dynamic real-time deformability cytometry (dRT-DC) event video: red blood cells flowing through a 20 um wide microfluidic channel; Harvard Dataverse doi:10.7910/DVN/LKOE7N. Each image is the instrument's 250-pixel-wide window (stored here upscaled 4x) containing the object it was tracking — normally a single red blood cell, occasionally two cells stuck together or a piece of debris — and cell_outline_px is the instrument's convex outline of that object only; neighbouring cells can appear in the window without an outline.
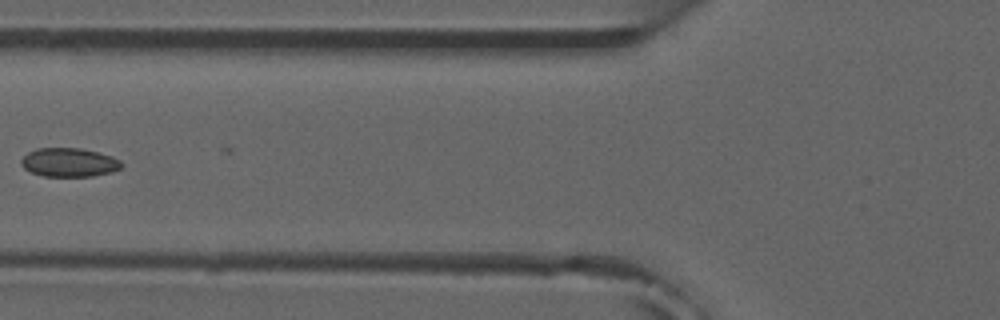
{"species": "common noctule bat (a hibernating species)", "species_latin": "Nyctalus noctula", "temperature_condition": "room temperature", "stored_images_in_passage": 6, "camera_frame_rate_fps": 3000, "um_per_image_px": 0.085, "animal": {"sex": "male", "forearm_length_mm": 52.5}, "frame": {"image": 1, "passage_image": 6, "time_ms": 5.667, "image_size_px": [1000, 320], "cell_outline_px": [[124, 164], [120, 168], [112, 172], [92, 176], [44, 176], [32, 172], [24, 168], [20, 164], [20, 160], [28, 152], [36, 148], [80, 148], [112, 156], [120, 160]], "centroid_in_image_um": [5.87, 13.8], "position_along_channel_um": 119.9, "area_um2": 16.82}}